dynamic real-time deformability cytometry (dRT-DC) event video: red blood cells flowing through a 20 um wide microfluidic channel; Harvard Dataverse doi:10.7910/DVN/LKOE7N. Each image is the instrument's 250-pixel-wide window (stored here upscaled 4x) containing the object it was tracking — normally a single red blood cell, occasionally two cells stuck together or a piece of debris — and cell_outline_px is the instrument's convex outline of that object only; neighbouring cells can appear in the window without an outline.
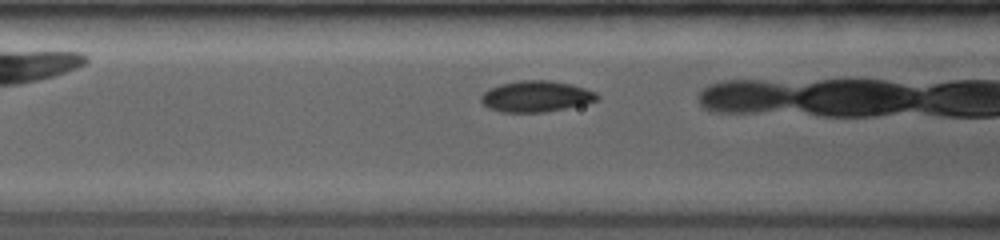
{"species": "common noctule bat (a hibernating species)", "species_latin": "Nyctalus noctula", "temperature_condition": "room temperature", "stored_images_in_passage": 34, "camera_frame_rate_fps": 4000, "um_per_image_px": 0.085, "animal": {"sex": "female", "body_mass_g": 19.0, "forearm_length_mm": 53.3}, "frame": {"image": 1, "passage_image": 6, "time_ms": 1.25, "image_size_px": [1000, 240], "cell_outline_px": [[600, 96], [596, 100], [584, 104], [544, 112], [500, 112], [488, 108], [480, 100], [480, 96], [484, 92], [492, 88], [504, 84], [524, 80], [548, 80], [568, 84], [584, 88], [596, 92]], "centroid_in_image_um": [45.56, 8.2], "position_along_channel_um": 121.0, "area_um2": 20.63}}
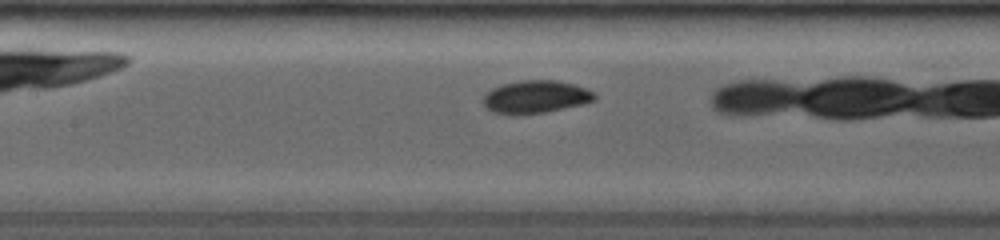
{"frame": {"image": 2, "passage_image": 10, "time_ms": 2.25, "image_size_px": [1000, 240], "cell_outline_px": [[596, 100], [584, 104], [544, 112], [520, 116], [512, 116], [492, 112], [484, 108], [484, 96], [492, 88], [504, 84], [524, 80], [552, 80], [572, 84], [584, 88], [592, 92], [596, 96]], "centroid_in_image_um": [45.49, 8.27], "position_along_channel_um": 161.9, "area_um2": 21.33}}